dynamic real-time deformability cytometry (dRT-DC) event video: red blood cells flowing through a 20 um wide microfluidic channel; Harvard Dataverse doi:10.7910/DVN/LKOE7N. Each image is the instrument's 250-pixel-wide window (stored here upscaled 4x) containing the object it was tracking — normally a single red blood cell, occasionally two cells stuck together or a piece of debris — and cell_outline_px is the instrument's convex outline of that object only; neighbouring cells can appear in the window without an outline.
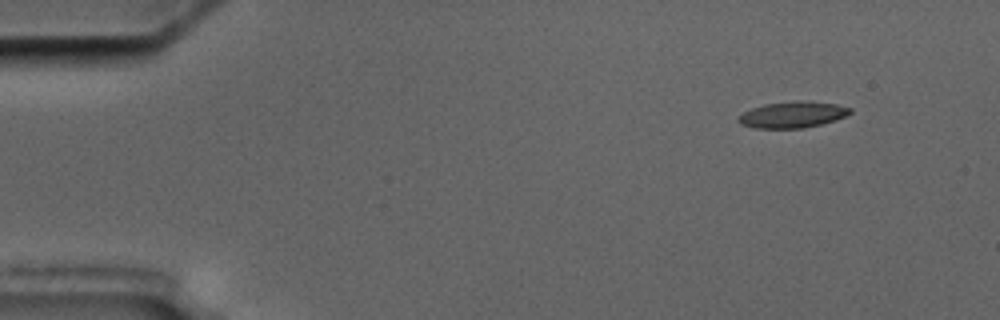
{"species": "common noctule bat (a hibernating species)", "species_latin": "Nyctalus noctula", "temperature_condition": "cold", "stored_images_in_passage": 14, "camera_frame_rate_fps": 3000, "um_per_image_px": 0.085, "animal": {"sex": "male", "body_mass_g": 17.5, "forearm_length_mm": 52.3}, "frame": {"image": 1, "passage_image": 1, "time_ms": 0.0, "image_size_px": [1000, 320], "cell_outline_px": [[852, 112], [836, 120], [804, 128], [752, 128], [740, 124], [736, 120], [736, 116], [752, 108], [764, 104], [796, 100], [800, 100], [836, 104], [852, 108]], "centroid_in_image_um": [67.32, 9.74], "position_along_channel_um": 17.7, "area_um2": 17.22}}
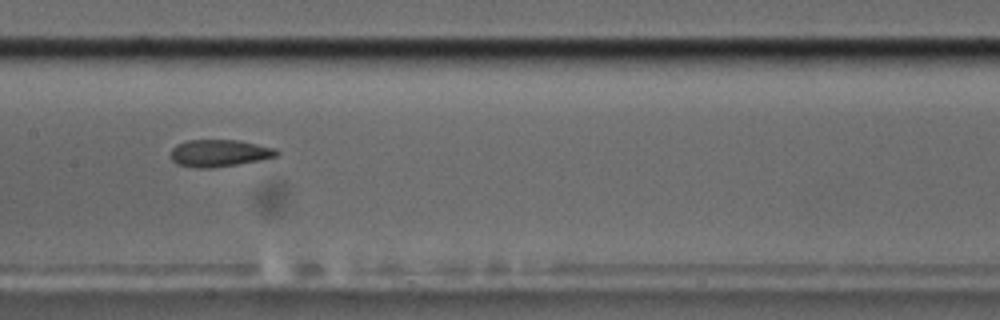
{"frame": {"image": 2, "passage_image": 7, "time_ms": 7.667, "image_size_px": [1000, 320], "cell_outline_px": [[280, 152], [276, 156], [260, 160], [212, 168], [196, 168], [176, 164], [172, 160], [172, 148], [176, 144], [188, 140], [240, 140], [276, 148]], "centroid_in_image_um": [18.65, 13.01], "position_along_channel_um": 188.8, "area_um2": 16.76}}
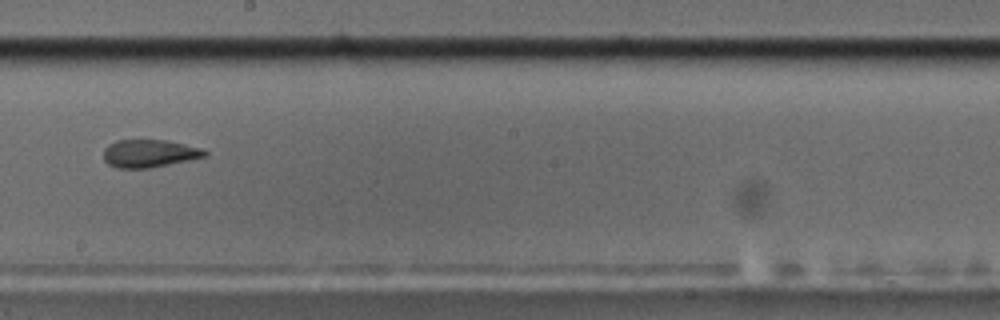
{"frame": {"image": 3, "passage_image": 8, "time_ms": 9.0, "image_size_px": [1000, 320], "cell_outline_px": [[208, 156], [148, 168], [120, 168], [108, 164], [104, 160], [104, 148], [108, 144], [116, 140], [168, 140], [204, 148], [208, 152]], "centroid_in_image_um": [12.72, 13.03], "position_along_channel_um": 235.5, "area_um2": 16.47}, "authors_computed_cell_mechanics": {"area_um2": 17.1377, "velocity_mm_per_s": 3.5225, "shape_relaxation_time_tau1_ms": null, "shape_relaxation_time_tau2_ms": 1.7272, "deformation_change_tau1": null, "deformation_change_tau2": 0.0831}}